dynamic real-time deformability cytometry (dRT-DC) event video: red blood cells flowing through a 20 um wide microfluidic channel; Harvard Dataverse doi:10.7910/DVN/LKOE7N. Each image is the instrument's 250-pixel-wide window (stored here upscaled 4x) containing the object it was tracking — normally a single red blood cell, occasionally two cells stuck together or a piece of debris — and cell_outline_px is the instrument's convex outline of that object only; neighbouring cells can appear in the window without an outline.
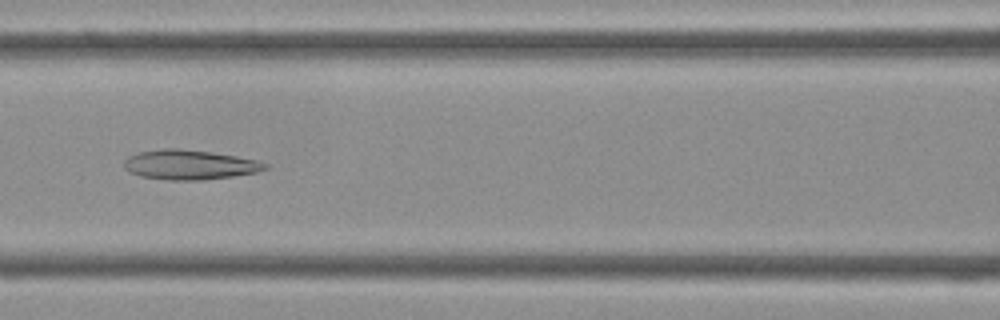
{"species": "Egyptian fruit bat (a non-hibernating species)", "species_latin": "Rousettus aegyptiacus", "temperature_condition": "cold", "stored_images_in_passage": 42, "camera_frame_rate_fps": 3000, "um_per_image_px": 0.085, "frame": {"image": 1, "passage_image": 16, "time_ms": 5.0, "image_size_px": [1000, 320], "cell_outline_px": [[268, 168], [256, 172], [232, 176], [204, 180], [168, 180], [140, 176], [128, 172], [124, 168], [124, 160], [128, 156], [140, 152], [164, 148], [176, 148], [212, 152], [236, 156], [256, 160], [268, 164]], "centroid_in_image_um": [16.09, 14.0], "position_along_channel_um": 150.5, "area_um2": 24.39}}
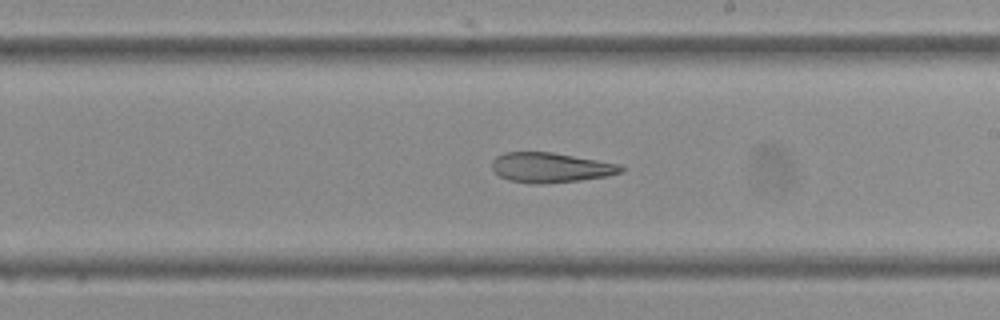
{"frame": {"image": 2, "passage_image": 22, "time_ms": 7.0, "image_size_px": [1000, 320], "cell_outline_px": [[628, 168], [624, 172], [608, 176], [580, 180], [532, 184], [508, 180], [500, 176], [492, 168], [492, 160], [496, 156], [504, 152], [552, 152], [620, 164]], "centroid_in_image_um": [46.84, 14.24], "position_along_channel_um": 242.2, "area_um2": 22.54}}
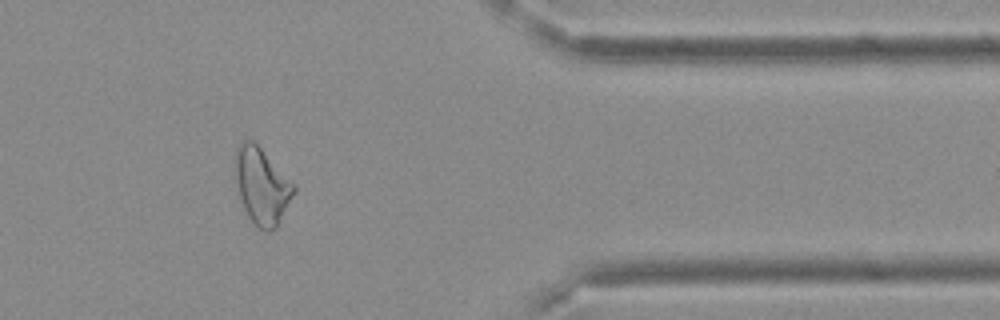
{"frame": {"image": 3, "passage_image": 33, "time_ms": 10.667, "image_size_px": [1000, 320], "cell_outline_px": [[296, 188], [276, 228], [268, 232], [260, 228], [248, 216], [240, 200], [236, 180], [236, 148], [244, 140], [252, 140], [296, 184]], "centroid_in_image_um": [22.26, 15.81], "position_along_channel_um": 389.1, "area_um2": 25.49}}